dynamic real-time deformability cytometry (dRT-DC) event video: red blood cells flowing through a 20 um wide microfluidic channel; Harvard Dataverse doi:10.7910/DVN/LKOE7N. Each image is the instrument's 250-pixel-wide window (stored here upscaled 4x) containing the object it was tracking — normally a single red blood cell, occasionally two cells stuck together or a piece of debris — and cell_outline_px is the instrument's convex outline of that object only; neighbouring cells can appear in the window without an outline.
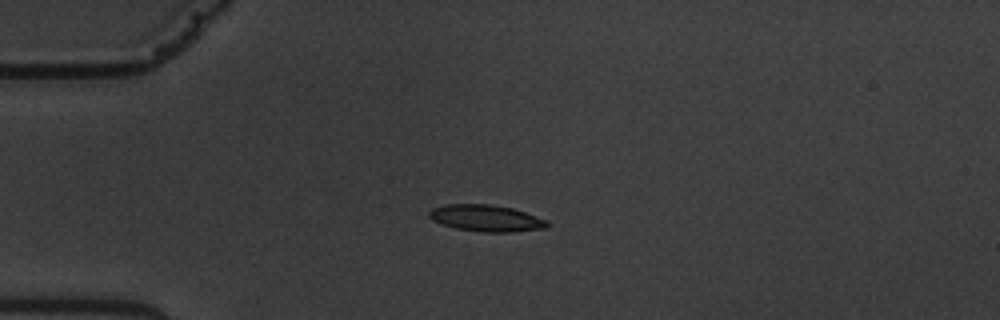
{"species": "common noctule bat (a hibernating species)", "species_latin": "Nyctalus noctula", "temperature_condition": "warm", "stored_images_in_passage": 4, "camera_frame_rate_fps": 3000, "um_per_image_px": 0.085, "animal": {"sex": "male", "body_mass_g": 19.5, "forearm_length_mm": 54.6}, "frame": {"image": 1, "passage_image": 3, "time_ms": 3.333, "image_size_px": [1000, 320], "cell_outline_px": [[552, 224], [548, 228], [512, 232], [484, 232], [456, 228], [440, 224], [432, 220], [428, 216], [428, 212], [432, 208], [444, 204], [488, 204], [512, 208], [548, 220]], "centroid_in_image_um": [41.33, 18.55], "position_along_channel_um": 43.7, "area_um2": 18.5}}
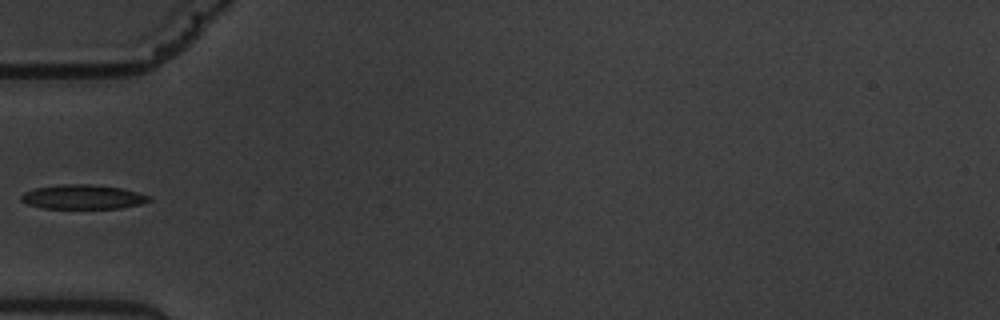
{"frame": {"image": 2, "passage_image": 4, "time_ms": 5.0, "image_size_px": [1000, 320], "cell_outline_px": [[152, 200], [140, 204], [120, 208], [40, 208], [28, 204], [20, 200], [20, 196], [24, 192], [36, 188], [60, 184], [92, 184], [120, 188], [136, 192], [148, 196]], "centroid_in_image_um": [7.0, 16.74], "position_along_channel_um": 78.0, "area_um2": 18.03}}